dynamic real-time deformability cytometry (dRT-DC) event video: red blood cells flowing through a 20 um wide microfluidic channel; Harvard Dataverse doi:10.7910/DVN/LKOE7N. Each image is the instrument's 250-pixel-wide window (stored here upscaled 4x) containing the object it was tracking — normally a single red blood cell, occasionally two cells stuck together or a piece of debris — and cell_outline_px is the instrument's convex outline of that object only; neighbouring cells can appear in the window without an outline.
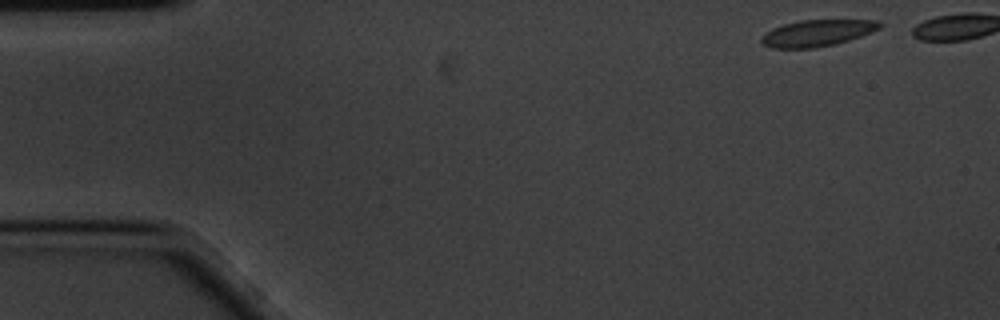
{"species": "common noctule bat (a hibernating species)", "species_latin": "Nyctalus noctula", "temperature_condition": "cold", "stored_images_in_passage": 44, "camera_frame_rate_fps": 3000, "um_per_image_px": 0.085, "animal": {"sex": "male", "body_mass_g": 20.1, "forearm_length_mm": 53.5}, "frame": {"image": 1, "passage_image": 1, "time_ms": 0.0, "image_size_px": [1000, 320], "cell_outline_px": [[884, 24], [880, 28], [872, 32], [836, 44], [816, 48], [772, 48], [764, 44], [760, 40], [760, 36], [764, 32], [772, 28], [784, 24], [800, 20], [876, 20]], "centroid_in_image_um": [69.44, 2.81], "position_along_channel_um": 15.6, "area_um2": 18.38}}
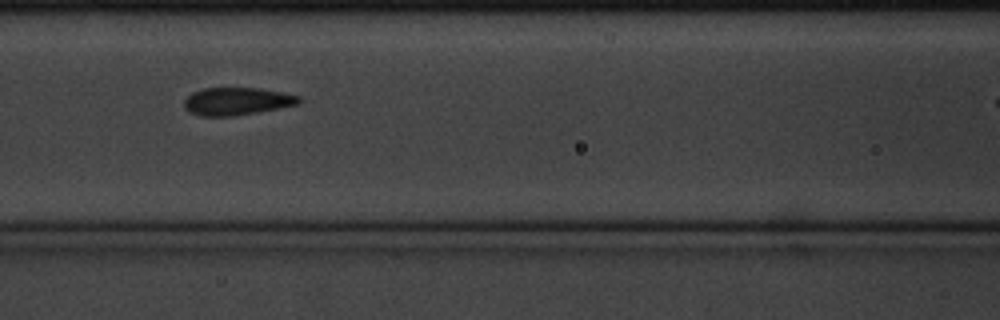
{"frame": {"image": 2, "passage_image": 21, "time_ms": 6.667, "image_size_px": [1000, 320], "cell_outline_px": [[300, 104], [256, 112], [232, 116], [200, 116], [188, 112], [184, 108], [184, 100], [192, 92], [204, 88], [260, 88], [300, 96]], "centroid_in_image_um": [20.1, 8.61], "position_along_channel_um": 146.5, "area_um2": 18.44}}
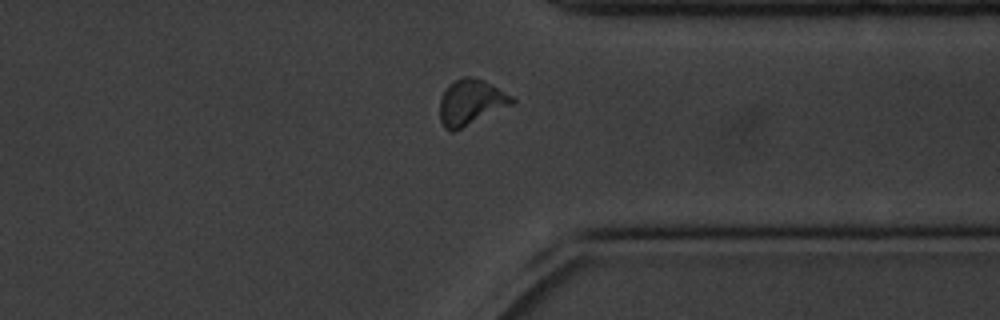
{"frame": {"image": 3, "passage_image": 41, "time_ms": 13.333, "image_size_px": [1000, 320], "cell_outline_px": [[516, 104], [452, 132], [444, 128], [440, 120], [440, 96], [448, 84], [464, 76], [472, 76], [484, 80], [492, 84], [512, 96], [516, 100]], "centroid_in_image_um": [40.04, 8.69], "position_along_channel_um": 371.4, "area_um2": 19.48}}